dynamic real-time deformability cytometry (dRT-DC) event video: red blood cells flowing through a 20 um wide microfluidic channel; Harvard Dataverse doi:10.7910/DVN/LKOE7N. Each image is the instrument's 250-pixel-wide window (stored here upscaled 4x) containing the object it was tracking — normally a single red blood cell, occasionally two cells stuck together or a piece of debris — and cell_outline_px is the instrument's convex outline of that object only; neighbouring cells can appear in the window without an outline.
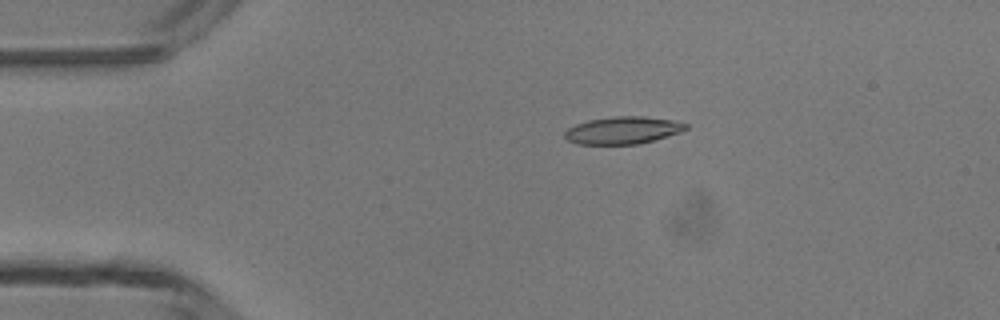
{"species": "common noctule bat (a hibernating species)", "species_latin": "Nyctalus noctula", "temperature_condition": "room temperature", "stored_images_in_passage": 4, "camera_frame_rate_fps": 3000, "um_per_image_px": 0.085, "animal": {"sex": "male", "body_mass_g": 13.3}, "frame": {"image": 1, "passage_image": 3, "time_ms": 2.333, "image_size_px": [1000, 320], "cell_outline_px": [[688, 128], [680, 132], [640, 144], [576, 144], [568, 140], [564, 136], [564, 132], [568, 128], [576, 124], [588, 120], [616, 116], [644, 116], [672, 120], [688, 124]], "centroid_in_image_um": [52.93, 11.07], "position_along_channel_um": 32.1, "area_um2": 19.25}}